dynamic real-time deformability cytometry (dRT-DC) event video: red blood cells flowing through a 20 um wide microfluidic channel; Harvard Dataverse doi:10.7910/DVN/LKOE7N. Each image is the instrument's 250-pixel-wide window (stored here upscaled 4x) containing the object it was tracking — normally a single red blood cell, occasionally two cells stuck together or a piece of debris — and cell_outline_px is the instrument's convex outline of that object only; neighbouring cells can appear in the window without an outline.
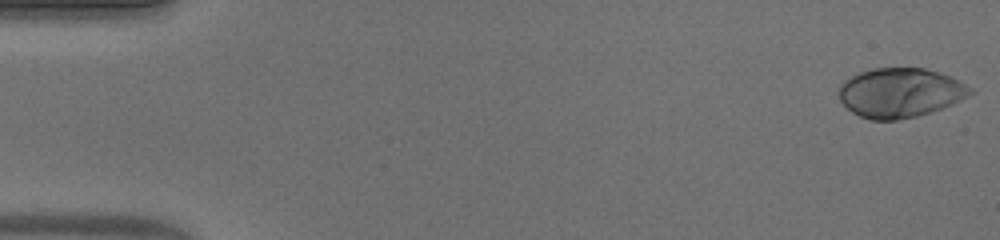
{"species": "human", "species_latin": "Homo sapiens", "temperature_condition": "warm", "stored_images_in_passage": 53, "camera_frame_rate_fps": 3000, "um_per_image_px": 0.085, "donor": {"sex": "male"}, "frame": {"image": 1, "passage_image": 1, "time_ms": 0.0, "image_size_px": [1000, 240], "cell_outline_px": [[976, 92], [952, 104], [916, 116], [896, 120], [872, 120], [860, 116], [852, 112], [840, 100], [836, 92], [840, 84], [844, 80], [860, 72], [872, 68], [924, 68], [940, 72], [972, 88]], "centroid_in_image_um": [76.48, 7.87], "position_along_channel_um": 8.5, "area_um2": 37.74}}
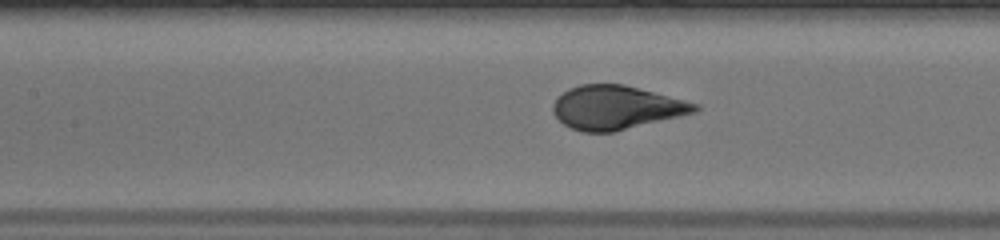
{"frame": {"image": 2, "passage_image": 24, "time_ms": 7.667, "image_size_px": [1000, 240], "cell_outline_px": [[700, 108], [696, 112], [612, 132], [584, 132], [572, 128], [564, 124], [552, 112], [552, 104], [568, 88], [580, 84], [624, 84], [700, 104]], "centroid_in_image_um": [52.37, 9.13], "position_along_channel_um": 155.0, "area_um2": 35.84}}
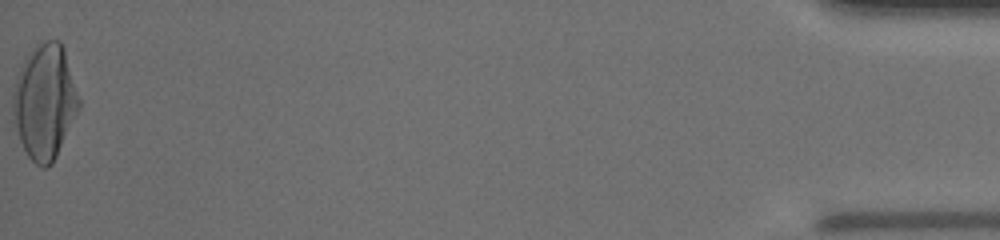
{"frame": {"image": 3, "passage_image": 53, "time_ms": 17.333, "image_size_px": [1000, 240], "cell_outline_px": [[80, 108], [52, 164], [48, 168], [44, 168], [36, 164], [28, 156], [20, 140], [12, 120], [12, 96], [16, 76], [28, 52], [40, 40], [60, 40], [64, 48], [80, 100]], "centroid_in_image_um": [3.78, 8.63], "position_along_channel_um": 431.4, "area_um2": 44.45}}